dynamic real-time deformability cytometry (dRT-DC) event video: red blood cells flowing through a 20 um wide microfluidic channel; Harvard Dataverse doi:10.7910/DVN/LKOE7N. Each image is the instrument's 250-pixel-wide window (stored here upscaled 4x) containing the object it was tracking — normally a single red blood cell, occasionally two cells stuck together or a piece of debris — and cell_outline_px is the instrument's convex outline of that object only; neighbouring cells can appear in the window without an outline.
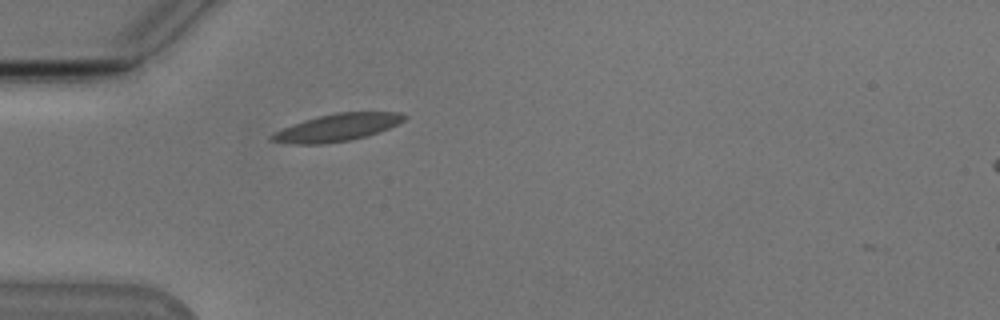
{"species": "Egyptian fruit bat (a non-hibernating species)", "species_latin": "Rousettus aegyptiacus", "temperature_condition": "cold", "stored_images_in_passage": 39, "camera_frame_rate_fps": 3000, "um_per_image_px": 0.085, "animal": {"sex": "male"}, "frame": {"image": 1, "passage_image": 1, "time_ms": 0.0, "image_size_px": [1000, 320], "cell_outline_px": [[408, 116], [404, 120], [380, 132], [368, 136], [352, 140], [324, 144], [292, 144], [268, 140], [268, 136], [292, 124], [304, 120], [336, 112], [400, 112]], "centroid_in_image_um": [28.66, 10.85], "position_along_channel_um": 56.3, "area_um2": 21.15}}
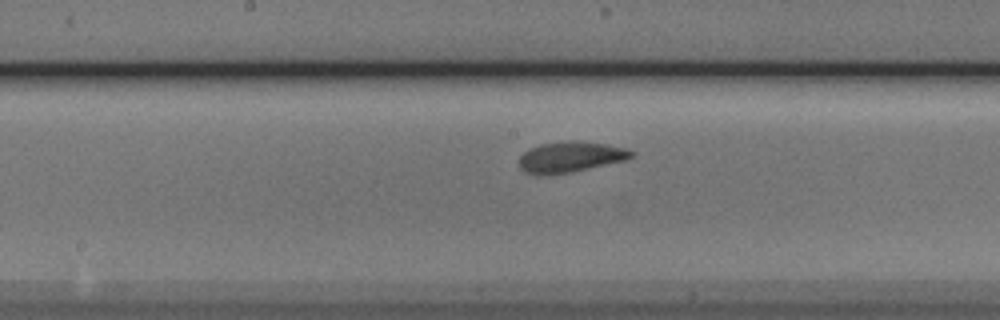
{"frame": {"image": 2, "passage_image": 13, "time_ms": 4.0, "image_size_px": [1000, 320], "cell_outline_px": [[632, 156], [628, 160], [572, 172], [544, 176], [536, 176], [524, 172], [520, 168], [520, 156], [524, 152], [540, 144], [572, 140], [576, 140], [604, 144], [628, 148], [632, 152]], "centroid_in_image_um": [48.48, 13.36], "position_along_channel_um": 199.7, "area_um2": 20.29}}
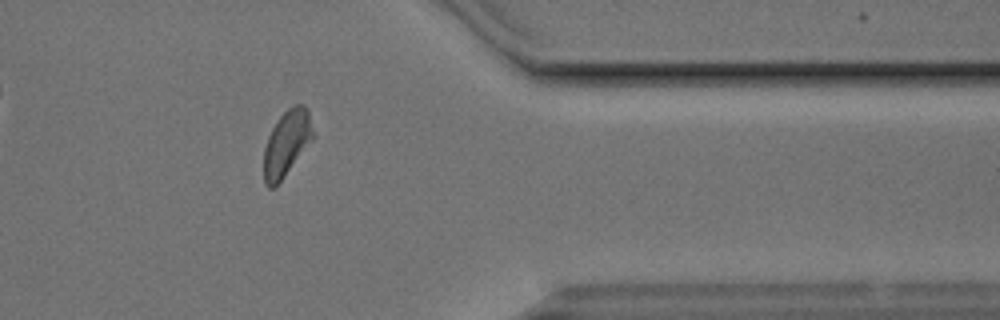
{"frame": {"image": 3, "passage_image": 29, "time_ms": 9.333, "image_size_px": [1000, 320], "cell_outline_px": [[316, 136], [280, 180], [272, 188], [268, 188], [264, 184], [264, 148], [268, 136], [276, 120], [288, 108], [296, 104], [304, 104], [308, 108]], "centroid_in_image_um": [24.39, 12.12], "position_along_channel_um": 387.0, "area_um2": 18.9}, "authors_computed_cell_mechanics": {"area_um2": 19.1896, "velocity_mm_per_s": 3.7836, "shape_relaxation_time_tau1_ms": 7.0657, "shape_relaxation_time_tau2_ms": 1.3696, "deformation_change_tau1": 0.1528, "deformation_change_tau2": 0.0715}}